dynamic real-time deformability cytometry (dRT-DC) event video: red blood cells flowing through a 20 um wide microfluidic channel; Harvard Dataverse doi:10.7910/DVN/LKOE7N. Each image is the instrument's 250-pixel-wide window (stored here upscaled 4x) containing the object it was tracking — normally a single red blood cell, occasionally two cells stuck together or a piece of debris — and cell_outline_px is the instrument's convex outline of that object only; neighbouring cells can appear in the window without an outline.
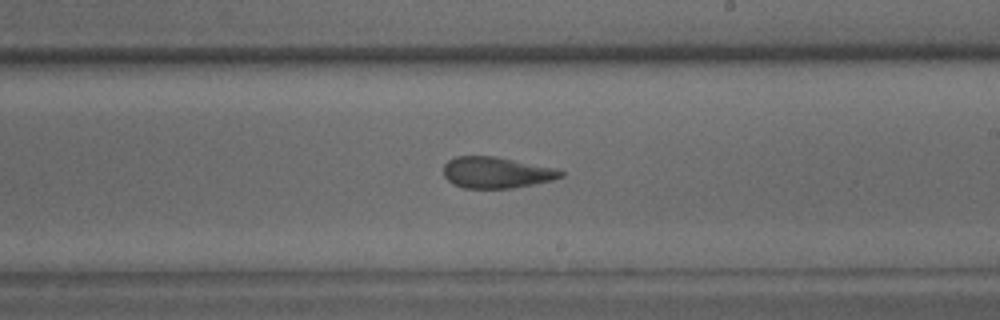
{"species": "common noctule bat (a hibernating species)", "species_latin": "Nyctalus noctula", "temperature_condition": "warm", "stored_images_in_passage": 35, "camera_frame_rate_fps": 3000, "um_per_image_px": 0.085, "animal": {"sex": "male", "body_mass_g": 15.6}, "frame": {"image": 1, "passage_image": 14, "time_ms": 4.333, "image_size_px": [1000, 320], "cell_outline_px": [[564, 176], [552, 180], [512, 188], [464, 188], [452, 184], [444, 176], [444, 164], [448, 160], [456, 156], [492, 156], [552, 168], [564, 172]], "centroid_in_image_um": [42.13, 14.67], "position_along_channel_um": 246.9, "area_um2": 20.98}}
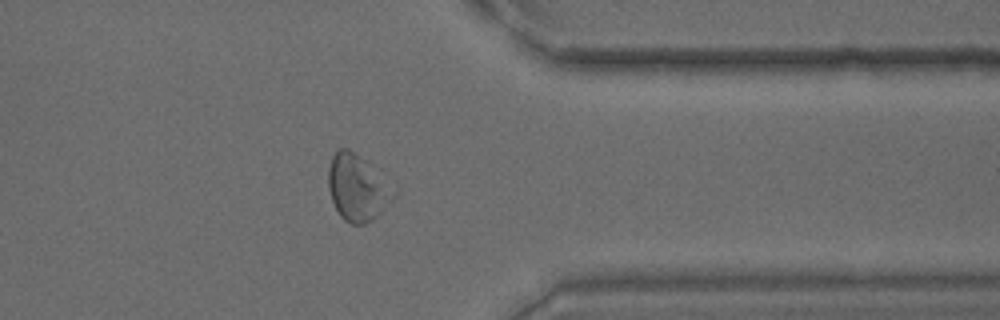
{"frame": {"image": 2, "passage_image": 25, "time_ms": 8.0, "image_size_px": [1000, 320], "cell_outline_px": [[396, 196], [372, 220], [364, 224], [352, 224], [344, 220], [340, 216], [332, 200], [328, 188], [328, 168], [332, 156], [340, 148], [348, 148], [364, 160], [396, 192]], "centroid_in_image_um": [30.33, 15.98], "position_along_channel_um": 381.1, "area_um2": 24.57}}
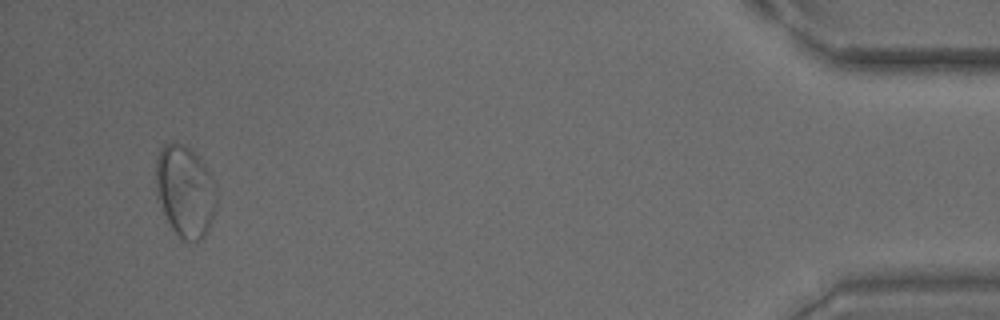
{"frame": {"image": 3, "passage_image": 33, "time_ms": 10.667, "image_size_px": [1000, 320], "cell_outline_px": [[216, 208], [208, 232], [196, 244], [180, 240], [172, 228], [164, 212], [156, 192], [156, 156], [160, 148], [164, 144], [172, 140], [176, 140], [192, 148], [204, 164], [216, 188]], "centroid_in_image_um": [15.73, 16.24], "position_along_channel_um": 419.5, "area_um2": 32.95}}